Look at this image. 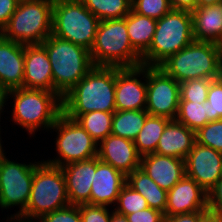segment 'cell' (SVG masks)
<instances>
[{
  "label": "cell",
  "mask_w": 222,
  "mask_h": 222,
  "mask_svg": "<svg viewBox=\"0 0 222 222\" xmlns=\"http://www.w3.org/2000/svg\"><path fill=\"white\" fill-rule=\"evenodd\" d=\"M69 205L66 181L61 167L39 161L35 165L28 205L16 220L33 222L34 219L38 220L45 214Z\"/></svg>",
  "instance_id": "3957f363"
},
{
  "label": "cell",
  "mask_w": 222,
  "mask_h": 222,
  "mask_svg": "<svg viewBox=\"0 0 222 222\" xmlns=\"http://www.w3.org/2000/svg\"><path fill=\"white\" fill-rule=\"evenodd\" d=\"M208 211L222 216V178L207 192Z\"/></svg>",
  "instance_id": "f35d334b"
},
{
  "label": "cell",
  "mask_w": 222,
  "mask_h": 222,
  "mask_svg": "<svg viewBox=\"0 0 222 222\" xmlns=\"http://www.w3.org/2000/svg\"><path fill=\"white\" fill-rule=\"evenodd\" d=\"M222 0H197V7L220 4Z\"/></svg>",
  "instance_id": "bcb514c9"
},
{
  "label": "cell",
  "mask_w": 222,
  "mask_h": 222,
  "mask_svg": "<svg viewBox=\"0 0 222 222\" xmlns=\"http://www.w3.org/2000/svg\"><path fill=\"white\" fill-rule=\"evenodd\" d=\"M140 168L167 192L186 175L184 159L156 153L142 156Z\"/></svg>",
  "instance_id": "ffe728a7"
},
{
  "label": "cell",
  "mask_w": 222,
  "mask_h": 222,
  "mask_svg": "<svg viewBox=\"0 0 222 222\" xmlns=\"http://www.w3.org/2000/svg\"><path fill=\"white\" fill-rule=\"evenodd\" d=\"M208 122L222 119V77L213 80L207 96Z\"/></svg>",
  "instance_id": "e575fe53"
},
{
  "label": "cell",
  "mask_w": 222,
  "mask_h": 222,
  "mask_svg": "<svg viewBox=\"0 0 222 222\" xmlns=\"http://www.w3.org/2000/svg\"><path fill=\"white\" fill-rule=\"evenodd\" d=\"M81 222H110L111 212L106 206L80 204Z\"/></svg>",
  "instance_id": "8d00e7d4"
},
{
  "label": "cell",
  "mask_w": 222,
  "mask_h": 222,
  "mask_svg": "<svg viewBox=\"0 0 222 222\" xmlns=\"http://www.w3.org/2000/svg\"><path fill=\"white\" fill-rule=\"evenodd\" d=\"M90 55L94 66L123 68L142 65V56L130 43L126 16L100 21Z\"/></svg>",
  "instance_id": "5b68a950"
},
{
  "label": "cell",
  "mask_w": 222,
  "mask_h": 222,
  "mask_svg": "<svg viewBox=\"0 0 222 222\" xmlns=\"http://www.w3.org/2000/svg\"><path fill=\"white\" fill-rule=\"evenodd\" d=\"M19 0H0V32L17 9Z\"/></svg>",
  "instance_id": "ab89813d"
},
{
  "label": "cell",
  "mask_w": 222,
  "mask_h": 222,
  "mask_svg": "<svg viewBox=\"0 0 222 222\" xmlns=\"http://www.w3.org/2000/svg\"><path fill=\"white\" fill-rule=\"evenodd\" d=\"M39 222H81L79 205H69L60 210L45 214Z\"/></svg>",
  "instance_id": "d590c367"
},
{
  "label": "cell",
  "mask_w": 222,
  "mask_h": 222,
  "mask_svg": "<svg viewBox=\"0 0 222 222\" xmlns=\"http://www.w3.org/2000/svg\"><path fill=\"white\" fill-rule=\"evenodd\" d=\"M195 142V132L173 119L167 123L158 141L155 153L185 159Z\"/></svg>",
  "instance_id": "7402d4cb"
},
{
  "label": "cell",
  "mask_w": 222,
  "mask_h": 222,
  "mask_svg": "<svg viewBox=\"0 0 222 222\" xmlns=\"http://www.w3.org/2000/svg\"><path fill=\"white\" fill-rule=\"evenodd\" d=\"M9 96L14 100L12 120L31 135L41 127L49 131L62 113V99L51 91L17 88Z\"/></svg>",
  "instance_id": "8992f818"
},
{
  "label": "cell",
  "mask_w": 222,
  "mask_h": 222,
  "mask_svg": "<svg viewBox=\"0 0 222 222\" xmlns=\"http://www.w3.org/2000/svg\"><path fill=\"white\" fill-rule=\"evenodd\" d=\"M196 142L222 153V119L208 122L195 132Z\"/></svg>",
  "instance_id": "d6a6232c"
},
{
  "label": "cell",
  "mask_w": 222,
  "mask_h": 222,
  "mask_svg": "<svg viewBox=\"0 0 222 222\" xmlns=\"http://www.w3.org/2000/svg\"><path fill=\"white\" fill-rule=\"evenodd\" d=\"M172 9L192 12L197 8V0H169Z\"/></svg>",
  "instance_id": "b9f144b4"
},
{
  "label": "cell",
  "mask_w": 222,
  "mask_h": 222,
  "mask_svg": "<svg viewBox=\"0 0 222 222\" xmlns=\"http://www.w3.org/2000/svg\"><path fill=\"white\" fill-rule=\"evenodd\" d=\"M185 161V174L208 192L222 178V153L195 142Z\"/></svg>",
  "instance_id": "5bb4252c"
},
{
  "label": "cell",
  "mask_w": 222,
  "mask_h": 222,
  "mask_svg": "<svg viewBox=\"0 0 222 222\" xmlns=\"http://www.w3.org/2000/svg\"><path fill=\"white\" fill-rule=\"evenodd\" d=\"M199 222H222V216L207 211L199 220Z\"/></svg>",
  "instance_id": "7bdbcfd3"
},
{
  "label": "cell",
  "mask_w": 222,
  "mask_h": 222,
  "mask_svg": "<svg viewBox=\"0 0 222 222\" xmlns=\"http://www.w3.org/2000/svg\"><path fill=\"white\" fill-rule=\"evenodd\" d=\"M114 112L92 111L79 115L75 120L99 144L111 135Z\"/></svg>",
  "instance_id": "83f0119b"
},
{
  "label": "cell",
  "mask_w": 222,
  "mask_h": 222,
  "mask_svg": "<svg viewBox=\"0 0 222 222\" xmlns=\"http://www.w3.org/2000/svg\"><path fill=\"white\" fill-rule=\"evenodd\" d=\"M142 75L145 82L138 79ZM146 96L147 66L116 67L115 107L117 111L145 110Z\"/></svg>",
  "instance_id": "4fadbf2b"
},
{
  "label": "cell",
  "mask_w": 222,
  "mask_h": 222,
  "mask_svg": "<svg viewBox=\"0 0 222 222\" xmlns=\"http://www.w3.org/2000/svg\"><path fill=\"white\" fill-rule=\"evenodd\" d=\"M208 211L207 192L186 175L167 192L165 217Z\"/></svg>",
  "instance_id": "9a60e30c"
},
{
  "label": "cell",
  "mask_w": 222,
  "mask_h": 222,
  "mask_svg": "<svg viewBox=\"0 0 222 222\" xmlns=\"http://www.w3.org/2000/svg\"><path fill=\"white\" fill-rule=\"evenodd\" d=\"M180 83L158 66H147L146 111L151 116L176 119L179 109Z\"/></svg>",
  "instance_id": "7c38bea8"
},
{
  "label": "cell",
  "mask_w": 222,
  "mask_h": 222,
  "mask_svg": "<svg viewBox=\"0 0 222 222\" xmlns=\"http://www.w3.org/2000/svg\"><path fill=\"white\" fill-rule=\"evenodd\" d=\"M23 88L51 91L63 98L54 89L51 63L41 44L24 45Z\"/></svg>",
  "instance_id": "2e32d148"
},
{
  "label": "cell",
  "mask_w": 222,
  "mask_h": 222,
  "mask_svg": "<svg viewBox=\"0 0 222 222\" xmlns=\"http://www.w3.org/2000/svg\"><path fill=\"white\" fill-rule=\"evenodd\" d=\"M170 119L149 115L134 140L138 154L142 157L155 153L158 141Z\"/></svg>",
  "instance_id": "4316f807"
},
{
  "label": "cell",
  "mask_w": 222,
  "mask_h": 222,
  "mask_svg": "<svg viewBox=\"0 0 222 222\" xmlns=\"http://www.w3.org/2000/svg\"><path fill=\"white\" fill-rule=\"evenodd\" d=\"M131 5L134 12L156 20L172 10L169 0H132Z\"/></svg>",
  "instance_id": "836d02e7"
},
{
  "label": "cell",
  "mask_w": 222,
  "mask_h": 222,
  "mask_svg": "<svg viewBox=\"0 0 222 222\" xmlns=\"http://www.w3.org/2000/svg\"><path fill=\"white\" fill-rule=\"evenodd\" d=\"M206 212L207 211H198V212L179 214L175 216H168L164 218V222H199L200 218Z\"/></svg>",
  "instance_id": "60d3db41"
},
{
  "label": "cell",
  "mask_w": 222,
  "mask_h": 222,
  "mask_svg": "<svg viewBox=\"0 0 222 222\" xmlns=\"http://www.w3.org/2000/svg\"><path fill=\"white\" fill-rule=\"evenodd\" d=\"M158 67L179 83L198 78L216 80L222 77V45L194 40Z\"/></svg>",
  "instance_id": "7a4b0ae2"
},
{
  "label": "cell",
  "mask_w": 222,
  "mask_h": 222,
  "mask_svg": "<svg viewBox=\"0 0 222 222\" xmlns=\"http://www.w3.org/2000/svg\"><path fill=\"white\" fill-rule=\"evenodd\" d=\"M157 20L134 12L126 16L127 33L132 47L142 56L150 47Z\"/></svg>",
  "instance_id": "d4e9b609"
},
{
  "label": "cell",
  "mask_w": 222,
  "mask_h": 222,
  "mask_svg": "<svg viewBox=\"0 0 222 222\" xmlns=\"http://www.w3.org/2000/svg\"><path fill=\"white\" fill-rule=\"evenodd\" d=\"M116 67L94 66L62 98V113L71 119L92 111L115 112Z\"/></svg>",
  "instance_id": "6da1fadb"
},
{
  "label": "cell",
  "mask_w": 222,
  "mask_h": 222,
  "mask_svg": "<svg viewBox=\"0 0 222 222\" xmlns=\"http://www.w3.org/2000/svg\"><path fill=\"white\" fill-rule=\"evenodd\" d=\"M127 184L147 200L150 208L165 214L167 191L159 187L140 167L127 175Z\"/></svg>",
  "instance_id": "cb8c5ba5"
},
{
  "label": "cell",
  "mask_w": 222,
  "mask_h": 222,
  "mask_svg": "<svg viewBox=\"0 0 222 222\" xmlns=\"http://www.w3.org/2000/svg\"><path fill=\"white\" fill-rule=\"evenodd\" d=\"M129 222H164V213L153 208L139 210L132 214H128Z\"/></svg>",
  "instance_id": "74e56055"
},
{
  "label": "cell",
  "mask_w": 222,
  "mask_h": 222,
  "mask_svg": "<svg viewBox=\"0 0 222 222\" xmlns=\"http://www.w3.org/2000/svg\"><path fill=\"white\" fill-rule=\"evenodd\" d=\"M146 208H149L147 200L126 183L120 190L114 211L127 216Z\"/></svg>",
  "instance_id": "4dcf8cb0"
},
{
  "label": "cell",
  "mask_w": 222,
  "mask_h": 222,
  "mask_svg": "<svg viewBox=\"0 0 222 222\" xmlns=\"http://www.w3.org/2000/svg\"><path fill=\"white\" fill-rule=\"evenodd\" d=\"M176 120L194 132L208 123L207 101L205 103L179 101Z\"/></svg>",
  "instance_id": "f546056e"
},
{
  "label": "cell",
  "mask_w": 222,
  "mask_h": 222,
  "mask_svg": "<svg viewBox=\"0 0 222 222\" xmlns=\"http://www.w3.org/2000/svg\"><path fill=\"white\" fill-rule=\"evenodd\" d=\"M70 205L90 204L91 184L96 171V157L61 167Z\"/></svg>",
  "instance_id": "d6986e66"
},
{
  "label": "cell",
  "mask_w": 222,
  "mask_h": 222,
  "mask_svg": "<svg viewBox=\"0 0 222 222\" xmlns=\"http://www.w3.org/2000/svg\"><path fill=\"white\" fill-rule=\"evenodd\" d=\"M41 45L48 54L54 89L63 97L93 67L90 51L51 34Z\"/></svg>",
  "instance_id": "277c9868"
},
{
  "label": "cell",
  "mask_w": 222,
  "mask_h": 222,
  "mask_svg": "<svg viewBox=\"0 0 222 222\" xmlns=\"http://www.w3.org/2000/svg\"><path fill=\"white\" fill-rule=\"evenodd\" d=\"M53 3L54 0L19 1L0 34L24 45L41 44L52 33Z\"/></svg>",
  "instance_id": "ba28073f"
},
{
  "label": "cell",
  "mask_w": 222,
  "mask_h": 222,
  "mask_svg": "<svg viewBox=\"0 0 222 222\" xmlns=\"http://www.w3.org/2000/svg\"><path fill=\"white\" fill-rule=\"evenodd\" d=\"M98 146L99 160L110 164L126 176L140 167L141 156L137 152L134 141L111 134Z\"/></svg>",
  "instance_id": "e0dca14e"
},
{
  "label": "cell",
  "mask_w": 222,
  "mask_h": 222,
  "mask_svg": "<svg viewBox=\"0 0 222 222\" xmlns=\"http://www.w3.org/2000/svg\"><path fill=\"white\" fill-rule=\"evenodd\" d=\"M110 222H129L126 215H122L117 213L116 211H112Z\"/></svg>",
  "instance_id": "f6af8a7d"
},
{
  "label": "cell",
  "mask_w": 222,
  "mask_h": 222,
  "mask_svg": "<svg viewBox=\"0 0 222 222\" xmlns=\"http://www.w3.org/2000/svg\"><path fill=\"white\" fill-rule=\"evenodd\" d=\"M194 41L190 11L174 10L157 20L149 49L142 55V65L159 66Z\"/></svg>",
  "instance_id": "52a82bcc"
},
{
  "label": "cell",
  "mask_w": 222,
  "mask_h": 222,
  "mask_svg": "<svg viewBox=\"0 0 222 222\" xmlns=\"http://www.w3.org/2000/svg\"><path fill=\"white\" fill-rule=\"evenodd\" d=\"M24 44L0 34V82L9 91L23 88Z\"/></svg>",
  "instance_id": "44dd1931"
},
{
  "label": "cell",
  "mask_w": 222,
  "mask_h": 222,
  "mask_svg": "<svg viewBox=\"0 0 222 222\" xmlns=\"http://www.w3.org/2000/svg\"><path fill=\"white\" fill-rule=\"evenodd\" d=\"M191 15L195 41L222 45L221 4L197 7Z\"/></svg>",
  "instance_id": "603a6c76"
},
{
  "label": "cell",
  "mask_w": 222,
  "mask_h": 222,
  "mask_svg": "<svg viewBox=\"0 0 222 222\" xmlns=\"http://www.w3.org/2000/svg\"><path fill=\"white\" fill-rule=\"evenodd\" d=\"M100 21L81 0H54L51 34L90 51Z\"/></svg>",
  "instance_id": "9c48e42d"
},
{
  "label": "cell",
  "mask_w": 222,
  "mask_h": 222,
  "mask_svg": "<svg viewBox=\"0 0 222 222\" xmlns=\"http://www.w3.org/2000/svg\"><path fill=\"white\" fill-rule=\"evenodd\" d=\"M213 80L207 78L190 79L180 83V100L205 103L209 86Z\"/></svg>",
  "instance_id": "1f68e13d"
},
{
  "label": "cell",
  "mask_w": 222,
  "mask_h": 222,
  "mask_svg": "<svg viewBox=\"0 0 222 222\" xmlns=\"http://www.w3.org/2000/svg\"><path fill=\"white\" fill-rule=\"evenodd\" d=\"M8 92L9 91L0 82V116H1V113L3 112V110H4L3 108H4L5 102L8 101L7 100Z\"/></svg>",
  "instance_id": "ee69618b"
},
{
  "label": "cell",
  "mask_w": 222,
  "mask_h": 222,
  "mask_svg": "<svg viewBox=\"0 0 222 222\" xmlns=\"http://www.w3.org/2000/svg\"><path fill=\"white\" fill-rule=\"evenodd\" d=\"M36 164V161L27 165L11 161L6 157L3 148L0 149V207L20 208L7 218L10 222L17 219L28 205Z\"/></svg>",
  "instance_id": "8fae6325"
},
{
  "label": "cell",
  "mask_w": 222,
  "mask_h": 222,
  "mask_svg": "<svg viewBox=\"0 0 222 222\" xmlns=\"http://www.w3.org/2000/svg\"><path fill=\"white\" fill-rule=\"evenodd\" d=\"M51 129L58 131L55 146L59 157L48 159L46 163L62 167L97 157L98 143L76 120L61 113Z\"/></svg>",
  "instance_id": "30bf717a"
},
{
  "label": "cell",
  "mask_w": 222,
  "mask_h": 222,
  "mask_svg": "<svg viewBox=\"0 0 222 222\" xmlns=\"http://www.w3.org/2000/svg\"><path fill=\"white\" fill-rule=\"evenodd\" d=\"M84 6L101 21L119 19L131 11L132 0H81Z\"/></svg>",
  "instance_id": "f1b7e54d"
},
{
  "label": "cell",
  "mask_w": 222,
  "mask_h": 222,
  "mask_svg": "<svg viewBox=\"0 0 222 222\" xmlns=\"http://www.w3.org/2000/svg\"><path fill=\"white\" fill-rule=\"evenodd\" d=\"M127 183V176L110 164L96 157V171L91 184L90 204L109 206L115 204L120 190Z\"/></svg>",
  "instance_id": "ac0fdd59"
},
{
  "label": "cell",
  "mask_w": 222,
  "mask_h": 222,
  "mask_svg": "<svg viewBox=\"0 0 222 222\" xmlns=\"http://www.w3.org/2000/svg\"><path fill=\"white\" fill-rule=\"evenodd\" d=\"M148 116L146 110H116L113 114L111 134L134 141Z\"/></svg>",
  "instance_id": "484cf974"
}]
</instances>
